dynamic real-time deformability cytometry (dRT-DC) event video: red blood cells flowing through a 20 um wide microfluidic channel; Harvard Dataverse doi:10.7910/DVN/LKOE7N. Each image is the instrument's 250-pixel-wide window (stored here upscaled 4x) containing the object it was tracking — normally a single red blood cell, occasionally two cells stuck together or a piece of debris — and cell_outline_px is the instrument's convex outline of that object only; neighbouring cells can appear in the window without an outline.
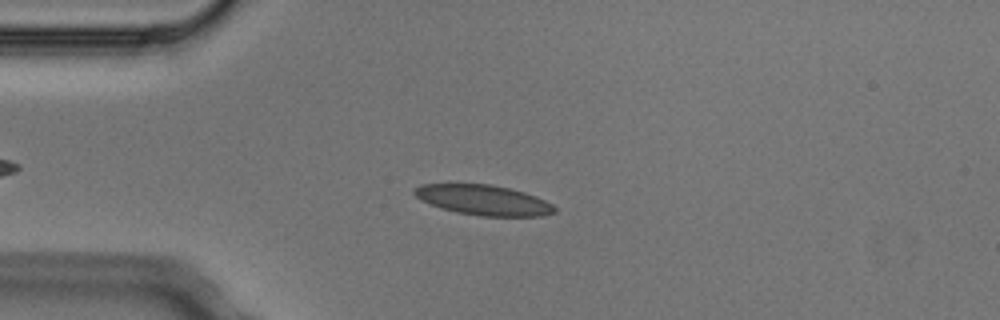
{"species": "Egyptian fruit bat (a non-hibernating species)", "species_latin": "Rousettus aegyptiacus", "temperature_condition": "cold", "stored_images_in_passage": 4, "camera_frame_rate_fps": 3000, "um_per_image_px": 0.085, "animal": {"sex": "male"}, "frame": {"image": 1, "passage_image": 2, "time_ms": 0.333, "image_size_px": [1000, 320], "cell_outline_px": [[556, 212], [540, 216], [480, 216], [456, 212], [420, 200], [412, 192], [412, 188], [420, 184], [488, 184], [508, 188], [524, 192], [536, 196], [552, 204], [556, 208]], "centroid_in_image_um": [41.08, 17.0], "position_along_channel_um": 43.9, "area_um2": 24.51}}
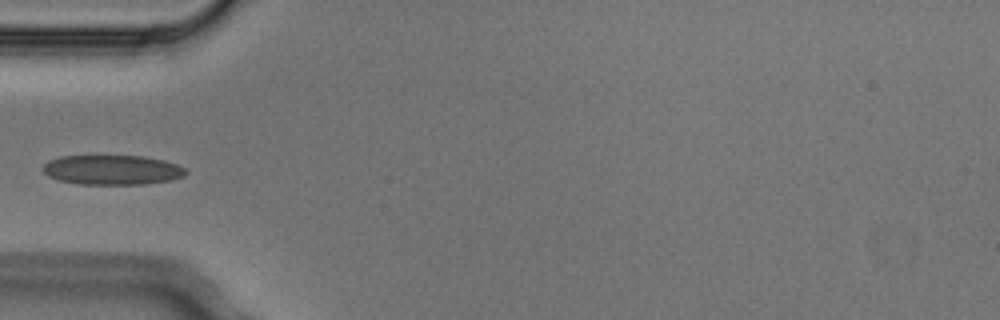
{"frame": {"image": 2, "passage_image": 3, "time_ms": 0.667, "image_size_px": [1000, 320], "cell_outline_px": [[188, 172], [184, 176], [172, 180], [144, 184], [80, 184], [60, 180], [48, 176], [40, 168], [48, 160], [60, 156], [144, 156], [164, 160], [176, 164], [184, 168]], "centroid_in_image_um": [9.53, 14.44], "position_along_channel_um": 75.5, "area_um2": 24.8}}
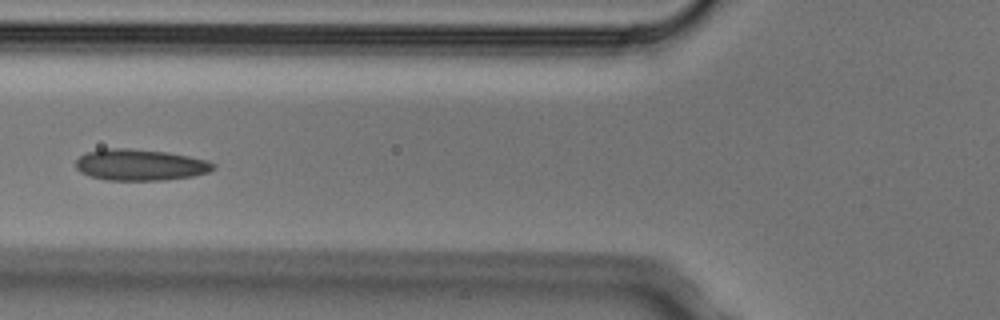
{"frame": {"image": 3, "passage_image": 4, "time_ms": 1.0, "image_size_px": [1000, 320], "cell_outline_px": [[216, 168], [208, 172], [192, 176], [164, 180], [108, 180], [92, 176], [80, 172], [76, 168], [76, 160], [80, 156], [88, 152], [104, 148], [128, 148], [168, 152], [208, 160], [216, 164]], "centroid_in_image_um": [11.94, 14.01], "position_along_channel_um": 113.9, "area_um2": 25.09}}